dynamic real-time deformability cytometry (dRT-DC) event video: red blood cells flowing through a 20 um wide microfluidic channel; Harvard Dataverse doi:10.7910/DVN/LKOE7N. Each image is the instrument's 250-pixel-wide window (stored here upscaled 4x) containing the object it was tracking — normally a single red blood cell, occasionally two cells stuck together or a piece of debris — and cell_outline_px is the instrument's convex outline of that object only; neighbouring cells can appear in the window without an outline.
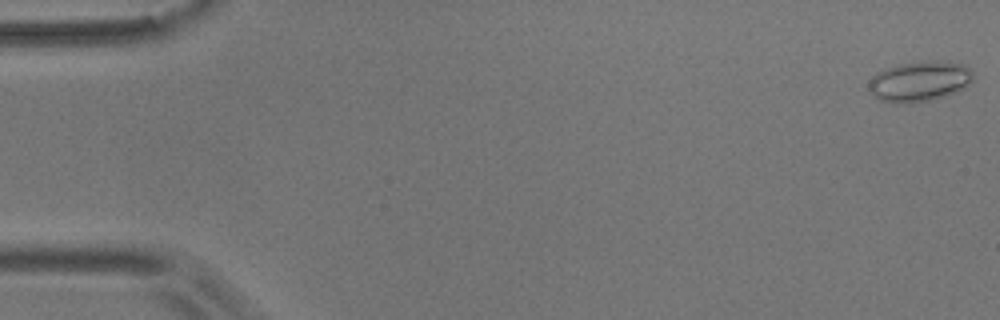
{"species": "common noctule bat (a hibernating species)", "species_latin": "Nyctalus noctula", "temperature_condition": "room temperature", "stored_images_in_passage": 55, "camera_frame_rate_fps": 3000, "um_per_image_px": 0.085, "animal": {"sex": "male", "body_mass_g": 17.9}, "frame": {"image": 1, "passage_image": 1, "time_ms": 0.0, "image_size_px": [1000, 320], "cell_outline_px": [[972, 80], [968, 84], [944, 96], [912, 104], [900, 104], [880, 100], [868, 92], [868, 80], [876, 72], [884, 68], [896, 64], [924, 60], [948, 60], [964, 64], [972, 68]], "centroid_in_image_um": [78.1, 6.88], "position_along_channel_um": 6.9, "area_um2": 25.09}}
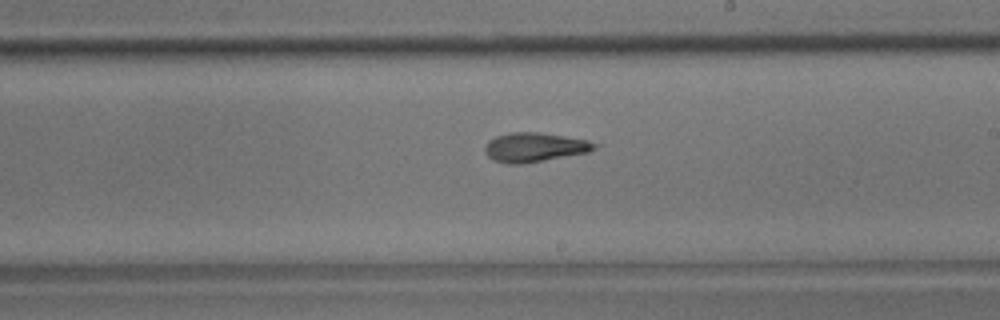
{"frame": {"image": 2, "passage_image": 32, "time_ms": 10.333, "image_size_px": [1000, 320], "cell_outline_px": [[600, 144], [596, 148], [588, 152], [524, 164], [504, 164], [492, 160], [484, 152], [484, 148], [488, 140], [496, 136], [508, 132], [540, 132], [588, 140]], "centroid_in_image_um": [45.41, 12.52], "position_along_channel_um": 243.6, "area_um2": 18.96}}
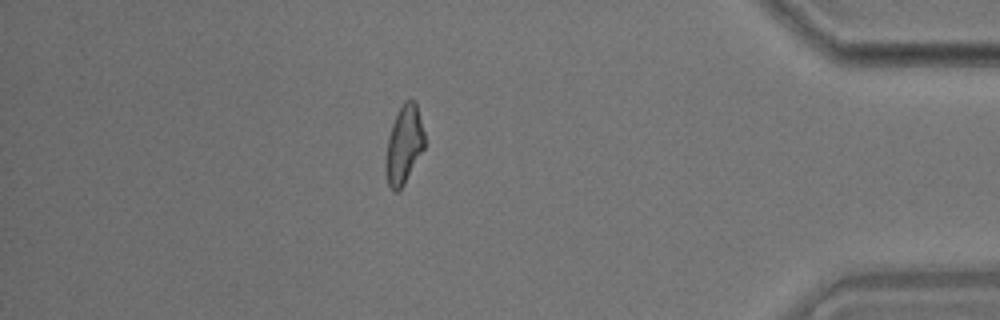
{"frame": {"image": 3, "passage_image": 48, "time_ms": 15.667, "image_size_px": [1000, 320], "cell_outline_px": [[424, 148], [404, 184], [396, 192], [392, 192], [388, 184], [384, 168], [384, 156], [392, 124], [404, 100], [416, 100], [424, 132]], "centroid_in_image_um": [34.32, 12.32], "position_along_channel_um": 400.9, "area_um2": 17.74}, "authors_computed_cell_mechanics": {"area_um2": 18.2648, "velocity_mm_per_s": 3.6736, "shape_relaxation_time_tau1_ms": 10.29, "shape_relaxation_time_tau2_ms": 4.0506, "deformation_change_tau1": 0.2365, "deformation_change_tau2": 0.1298}}